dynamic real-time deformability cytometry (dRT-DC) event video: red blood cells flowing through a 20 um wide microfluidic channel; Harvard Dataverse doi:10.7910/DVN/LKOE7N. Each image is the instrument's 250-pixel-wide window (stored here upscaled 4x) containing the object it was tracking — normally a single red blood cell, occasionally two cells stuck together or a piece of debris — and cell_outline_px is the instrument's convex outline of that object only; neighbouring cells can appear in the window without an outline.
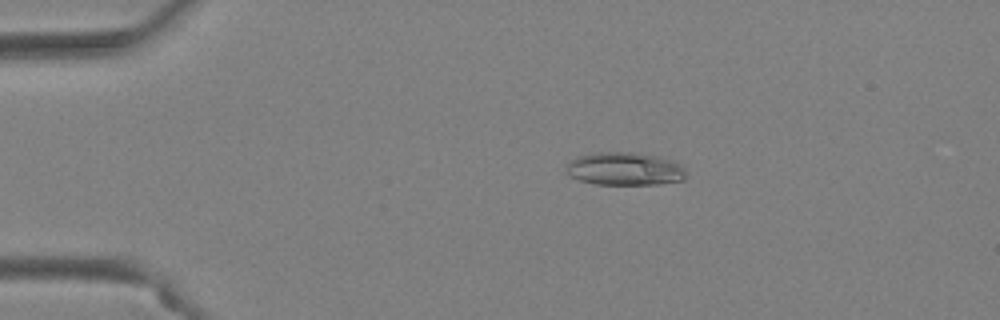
{"species": "Egyptian fruit bat (a non-hibernating species)", "species_latin": "Rousettus aegyptiacus", "temperature_condition": "warm", "stored_images_in_passage": 46, "camera_frame_rate_fps": 3000, "um_per_image_px": 0.085, "animal": {"sex": "female"}, "frame": {"image": 1, "passage_image": 8, "time_ms": 2.333, "image_size_px": [1000, 320], "cell_outline_px": [[688, 172], [684, 180], [660, 184], [596, 184], [580, 180], [572, 176], [568, 172], [568, 164], [576, 156], [592, 152], [628, 152], [656, 156], [680, 164]], "centroid_in_image_um": [53.13, 14.35], "position_along_channel_um": 31.9, "area_um2": 22.89}}
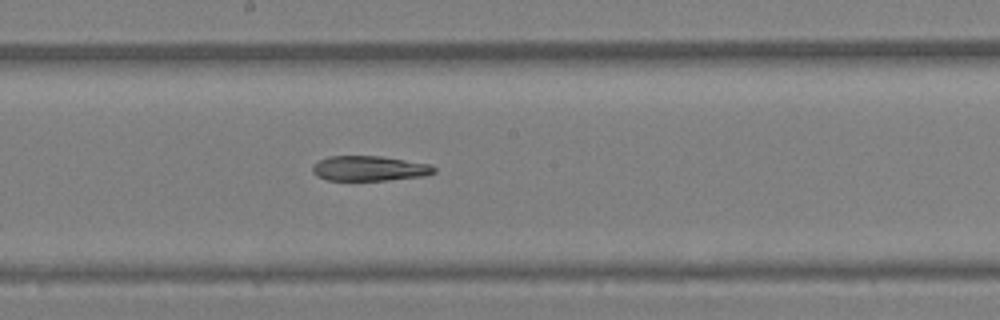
{"frame": {"image": 2, "passage_image": 25, "time_ms": 8.0, "image_size_px": [1000, 320], "cell_outline_px": [[436, 172], [424, 176], [388, 180], [328, 180], [316, 176], [312, 172], [312, 164], [328, 156], [380, 156], [432, 164], [436, 168]], "centroid_in_image_um": [31.4, 14.31], "position_along_channel_um": 216.8, "area_um2": 17.86}}
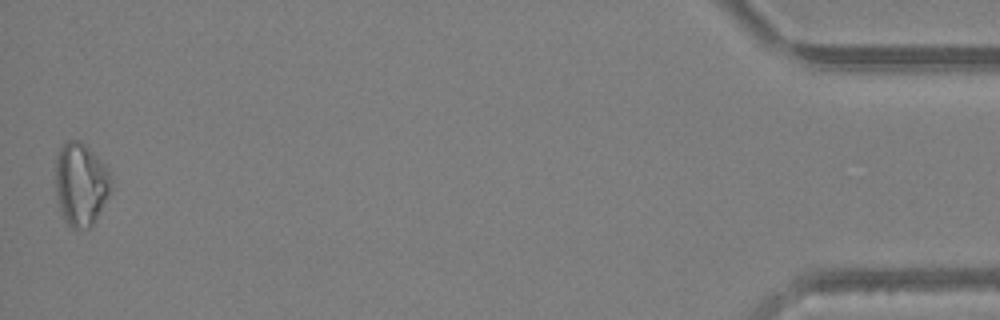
{"frame": {"image": 3, "passage_image": 46, "time_ms": 15.0, "image_size_px": [1000, 320], "cell_outline_px": [[112, 188], [92, 228], [72, 228], [64, 220], [60, 208], [56, 192], [56, 156], [60, 148], [68, 140], [80, 140], [104, 164], [112, 176]], "centroid_in_image_um": [6.89, 15.67], "position_along_channel_um": 428.3, "area_um2": 26.88}}